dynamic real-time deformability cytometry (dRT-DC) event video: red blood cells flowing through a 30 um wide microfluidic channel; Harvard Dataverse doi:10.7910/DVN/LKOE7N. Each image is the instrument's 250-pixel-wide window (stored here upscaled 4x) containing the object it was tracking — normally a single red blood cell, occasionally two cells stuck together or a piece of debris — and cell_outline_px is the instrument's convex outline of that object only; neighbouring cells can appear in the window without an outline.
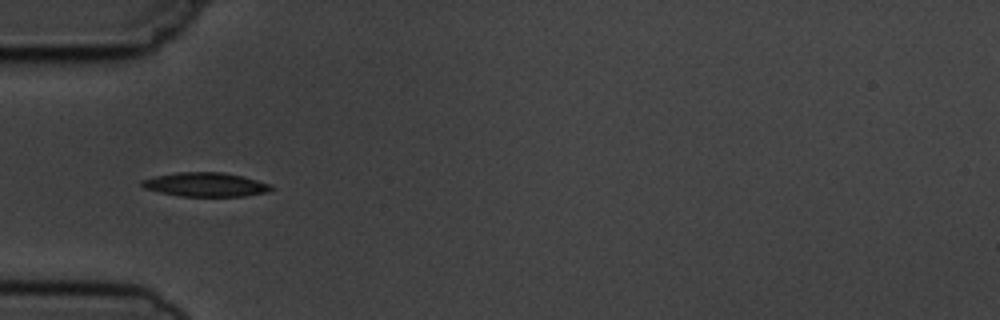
{"species": "common noctule bat (a hibernating species)", "species_latin": "Nyctalus noctula", "temperature_condition": "cold", "stored_images_in_passage": 9, "camera_frame_rate_fps": 3000, "um_per_image_px": 0.085, "animal": {"sex": "male", "body_mass_g": 19.5, "forearm_length_mm": 54.6}, "frame": {"image": 1, "passage_image": 6, "time_ms": 5.667, "image_size_px": [1000, 320], "cell_outline_px": [[276, 188], [268, 192], [244, 196], [180, 196], [160, 192], [144, 188], [140, 184], [140, 180], [156, 176], [176, 172], [224, 172], [244, 176], [268, 184]], "centroid_in_image_um": [17.47, 15.68], "position_along_channel_um": 67.5, "area_um2": 18.15}}
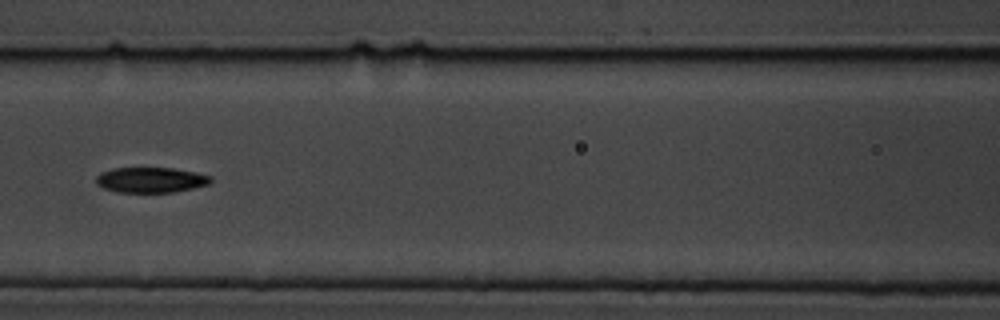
{"frame": {"image": 2, "passage_image": 8, "time_ms": 8.0, "image_size_px": [1000, 320], "cell_outline_px": [[212, 180], [208, 184], [192, 188], [172, 192], [116, 192], [104, 188], [96, 184], [96, 176], [100, 172], [112, 168], [172, 168], [196, 172], [212, 176]], "centroid_in_image_um": [12.79, 15.29], "position_along_channel_um": 153.8, "area_um2": 16.94}}
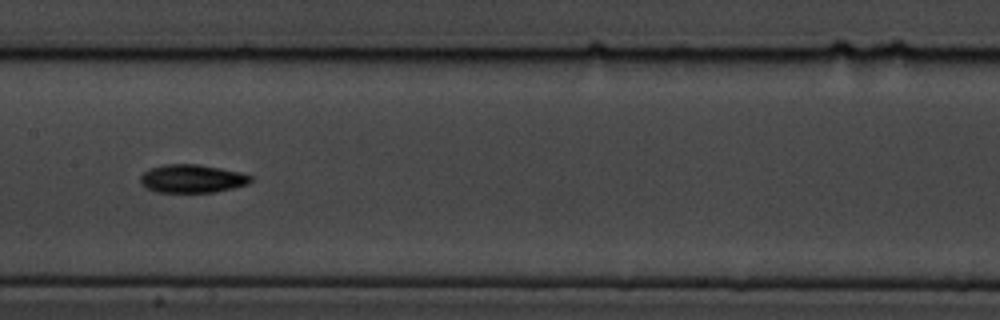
{"frame": {"image": 3, "passage_image": 9, "time_ms": 9.0, "image_size_px": [1000, 320], "cell_outline_px": [[252, 180], [248, 184], [232, 188], [212, 192], [156, 192], [148, 188], [140, 180], [140, 176], [144, 172], [152, 168], [164, 164], [200, 164], [240, 172], [252, 176]], "centroid_in_image_um": [16.35, 15.18], "position_along_channel_um": 191.0, "area_um2": 17.98}}